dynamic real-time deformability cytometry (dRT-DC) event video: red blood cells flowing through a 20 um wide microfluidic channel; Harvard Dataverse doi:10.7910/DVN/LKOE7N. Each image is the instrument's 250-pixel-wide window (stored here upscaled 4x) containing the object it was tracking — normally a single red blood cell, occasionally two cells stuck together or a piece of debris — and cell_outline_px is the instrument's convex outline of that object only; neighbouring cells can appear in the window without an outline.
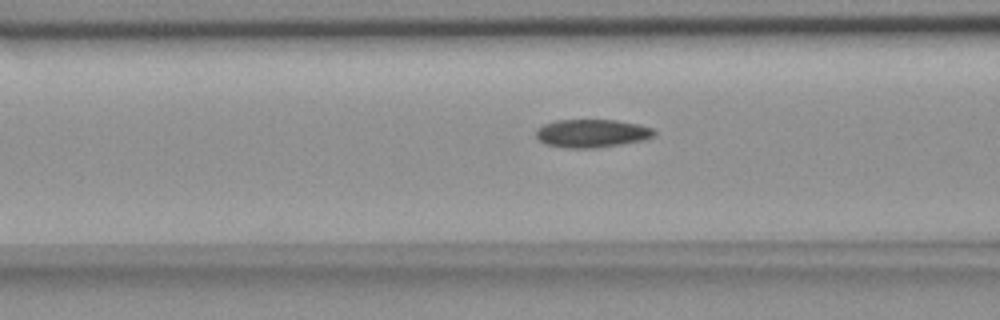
{"species": "common noctule bat (a hibernating species)", "species_latin": "Nyctalus noctula", "temperature_condition": "room temperature", "stored_images_in_passage": 39, "camera_frame_rate_fps": 3000, "um_per_image_px": 0.085, "animal": {"sex": "female", "body_mass_g": 18.4}, "frame": {"image": 1, "passage_image": 11, "time_ms": 3.333, "image_size_px": [1000, 320], "cell_outline_px": [[656, 136], [644, 140], [596, 148], [564, 148], [544, 144], [536, 136], [536, 128], [544, 124], [556, 120], [616, 120], [640, 124], [652, 128], [656, 132]], "centroid_in_image_um": [50.31, 11.33], "position_along_channel_um": 116.3, "area_um2": 19.59}}
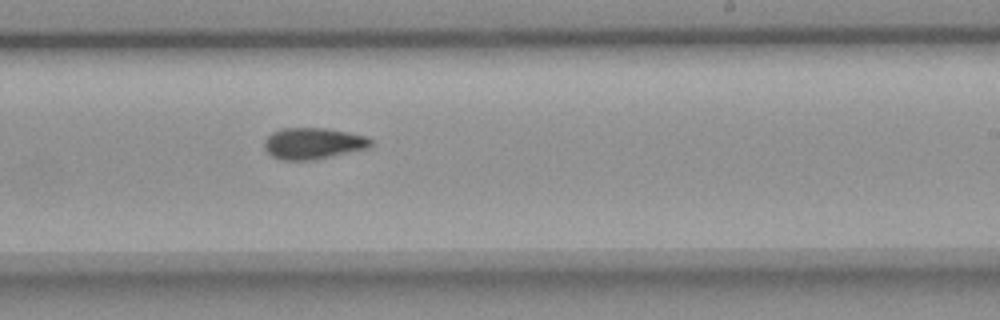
{"frame": {"image": 2, "passage_image": 23, "time_ms": 7.333, "image_size_px": [1000, 320], "cell_outline_px": [[372, 144], [368, 148], [312, 160], [284, 160], [272, 156], [264, 148], [264, 140], [272, 132], [280, 128], [324, 128], [348, 132], [368, 136], [372, 140]], "centroid_in_image_um": [26.61, 12.18], "position_along_channel_um": 262.4, "area_um2": 19.42}}
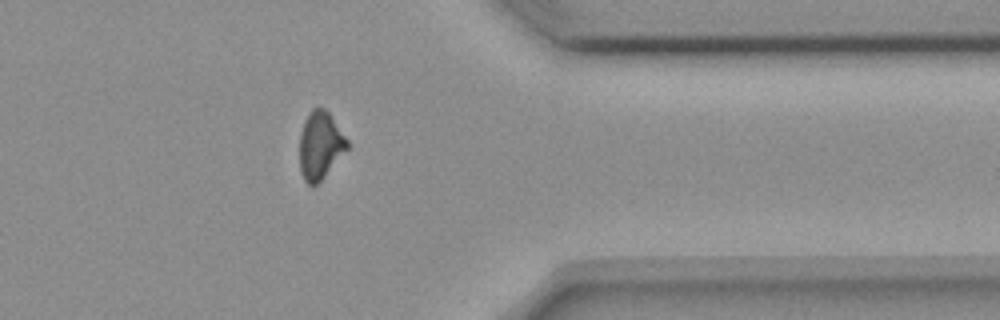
{"frame": {"image": 3, "passage_image": 34, "time_ms": 11.0, "image_size_px": [1000, 320], "cell_outline_px": [[348, 148], [324, 176], [316, 184], [308, 184], [304, 180], [300, 168], [300, 132], [308, 112], [312, 108], [324, 108], [328, 112], [348, 140]], "centroid_in_image_um": [27.2, 12.33], "position_along_channel_um": 384.2, "area_um2": 18.44}, "authors_computed_cell_mechanics": {"area_um2": 19.4786, "velocity_mm_per_s": 3.665, "shape_relaxation_time_tau1_ms": null, "shape_relaxation_time_tau2_ms": 8.5406, "deformation_change_tau1": null, "deformation_change_tau2": 0.1424}}